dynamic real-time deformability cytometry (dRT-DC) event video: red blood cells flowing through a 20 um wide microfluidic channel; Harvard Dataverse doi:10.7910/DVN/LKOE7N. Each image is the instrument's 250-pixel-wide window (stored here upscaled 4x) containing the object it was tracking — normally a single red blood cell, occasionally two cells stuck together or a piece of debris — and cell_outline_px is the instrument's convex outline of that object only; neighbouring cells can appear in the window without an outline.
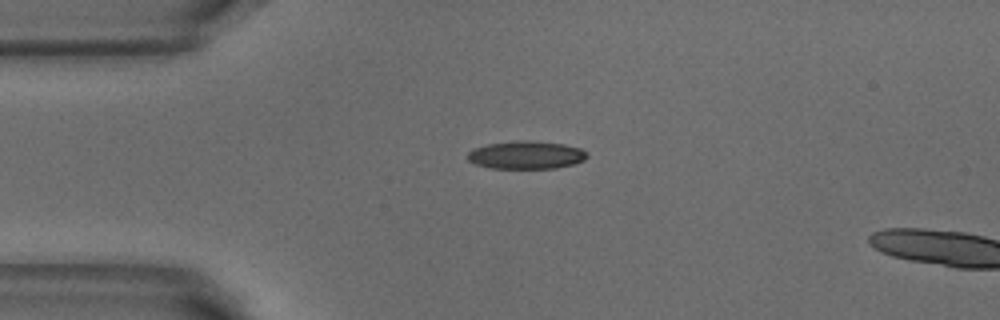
{"species": "common noctule bat (a hibernating species)", "species_latin": "Nyctalus noctula", "temperature_condition": "warm", "stored_images_in_passage": 4, "camera_frame_rate_fps": 3000, "um_per_image_px": 0.085, "animal": {"sex": "male", "body_mass_g": 18.8}, "frame": {"image": 1, "passage_image": 1, "time_ms": 0.0, "image_size_px": [1000, 320], "cell_outline_px": [[588, 156], [584, 160], [576, 164], [556, 168], [488, 168], [476, 164], [468, 160], [468, 152], [472, 148], [488, 144], [520, 140], [528, 140], [564, 144], [580, 148], [588, 152]], "centroid_in_image_um": [44.75, 13.17], "position_along_channel_um": 40.3, "area_um2": 19.59}}